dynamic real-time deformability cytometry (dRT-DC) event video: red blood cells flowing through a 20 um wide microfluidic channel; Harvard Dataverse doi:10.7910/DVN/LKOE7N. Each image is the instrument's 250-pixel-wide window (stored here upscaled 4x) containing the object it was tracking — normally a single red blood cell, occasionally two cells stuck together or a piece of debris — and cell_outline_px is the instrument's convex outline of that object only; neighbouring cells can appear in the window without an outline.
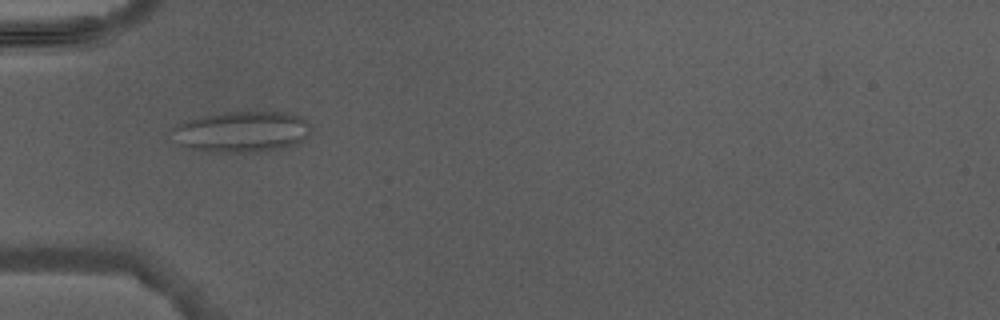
{"species": "Egyptian fruit bat (a non-hibernating species)", "species_latin": "Rousettus aegyptiacus", "temperature_condition": "warm", "stored_images_in_passage": 4, "camera_frame_rate_fps": 3000, "um_per_image_px": 0.085, "animal": {"sex": "male"}, "frame": {"image": 1, "passage_image": 3, "time_ms": 2.333, "image_size_px": [1000, 320], "cell_outline_px": [[312, 128], [308, 136], [304, 140], [296, 144], [284, 148], [244, 152], [212, 152], [188, 148], [180, 144], [168, 132], [176, 124], [184, 120], [200, 116], [224, 112], [288, 112], [300, 116]], "centroid_in_image_um": [20.51, 11.19], "position_along_channel_um": 64.5, "area_um2": 33.47}}